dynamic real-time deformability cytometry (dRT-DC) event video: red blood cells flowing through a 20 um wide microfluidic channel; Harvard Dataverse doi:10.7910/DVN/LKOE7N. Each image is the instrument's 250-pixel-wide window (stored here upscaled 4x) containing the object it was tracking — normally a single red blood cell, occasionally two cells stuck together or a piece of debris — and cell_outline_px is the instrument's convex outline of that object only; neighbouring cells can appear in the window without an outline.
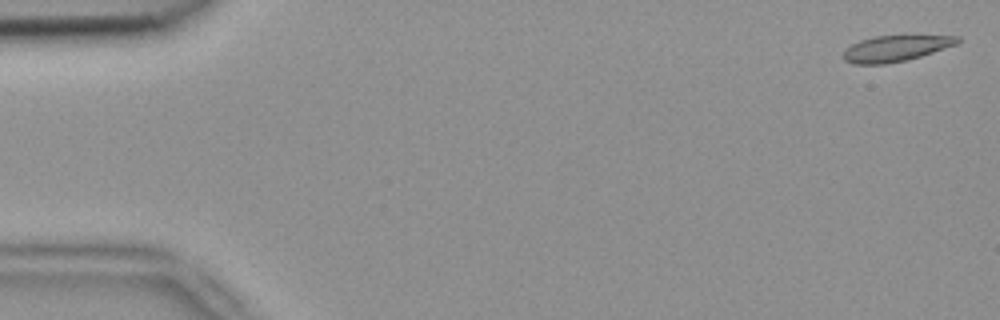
{"species": "common noctule bat (a hibernating species)", "species_latin": "Nyctalus noctula", "temperature_condition": "room temperature", "stored_images_in_passage": 3, "camera_frame_rate_fps": 3000, "um_per_image_px": 0.085, "animal": {"sex": "female", "body_mass_g": 18.4}, "frame": {"image": 1, "passage_image": 1, "time_ms": 0.0, "image_size_px": [1000, 320], "cell_outline_px": [[960, 40], [956, 44], [908, 60], [884, 64], [856, 64], [844, 60], [844, 52], [852, 44], [860, 40], [872, 36], [960, 36]], "centroid_in_image_um": [76.11, 4.12], "position_along_channel_um": 8.9, "area_um2": 16.94}}